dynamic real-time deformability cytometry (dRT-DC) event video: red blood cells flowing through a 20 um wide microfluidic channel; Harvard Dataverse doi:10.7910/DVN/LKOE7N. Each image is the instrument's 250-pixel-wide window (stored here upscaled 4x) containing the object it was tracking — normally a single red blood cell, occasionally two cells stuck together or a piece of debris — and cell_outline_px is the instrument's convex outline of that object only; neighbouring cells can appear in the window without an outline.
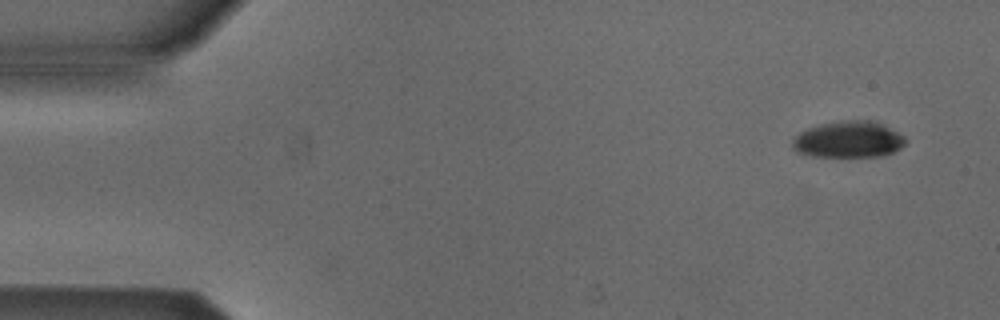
{"species": "Egyptian fruit bat (a non-hibernating species)", "species_latin": "Rousettus aegyptiacus", "temperature_condition": "cold", "stored_images_in_passage": 3, "camera_frame_rate_fps": 3000, "um_per_image_px": 0.085, "animal": {"sex": "male"}, "frame": {"image": 1, "passage_image": 1, "time_ms": 0.0, "image_size_px": [1000, 320], "cell_outline_px": [[904, 144], [900, 148], [892, 152], [876, 156], [812, 156], [796, 152], [792, 148], [792, 140], [800, 132], [808, 128], [820, 124], [840, 120], [872, 120], [884, 124], [904, 136]], "centroid_in_image_um": [72.09, 11.84], "position_along_channel_um": 12.9, "area_um2": 23.93}}